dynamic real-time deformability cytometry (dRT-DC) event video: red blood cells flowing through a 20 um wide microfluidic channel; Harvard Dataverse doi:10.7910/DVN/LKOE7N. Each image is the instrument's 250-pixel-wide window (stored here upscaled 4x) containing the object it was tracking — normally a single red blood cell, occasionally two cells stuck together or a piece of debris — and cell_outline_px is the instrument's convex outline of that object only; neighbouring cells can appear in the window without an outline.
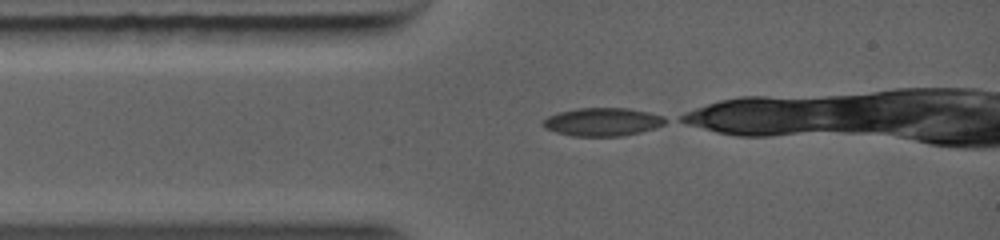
{"species": "common noctule bat (a hibernating species)", "species_latin": "Nyctalus noctula", "temperature_condition": "warm", "stored_images_in_passage": 6, "camera_frame_rate_fps": 5000, "um_per_image_px": 0.085, "animal": {"sex": "female", "body_mass_g": 19.0, "forearm_length_mm": 56.7}, "frame": {"image": 1, "passage_image": 1, "time_ms": 0.0, "image_size_px": [1000, 240], "cell_outline_px": [[672, 120], [664, 124], [652, 128], [620, 136], [576, 136], [560, 132], [548, 128], [544, 124], [544, 120], [548, 116], [560, 112], [580, 108], [628, 108], [664, 116]], "centroid_in_image_um": [51.29, 10.34], "position_along_channel_um": 33.7, "area_um2": 19.54}}